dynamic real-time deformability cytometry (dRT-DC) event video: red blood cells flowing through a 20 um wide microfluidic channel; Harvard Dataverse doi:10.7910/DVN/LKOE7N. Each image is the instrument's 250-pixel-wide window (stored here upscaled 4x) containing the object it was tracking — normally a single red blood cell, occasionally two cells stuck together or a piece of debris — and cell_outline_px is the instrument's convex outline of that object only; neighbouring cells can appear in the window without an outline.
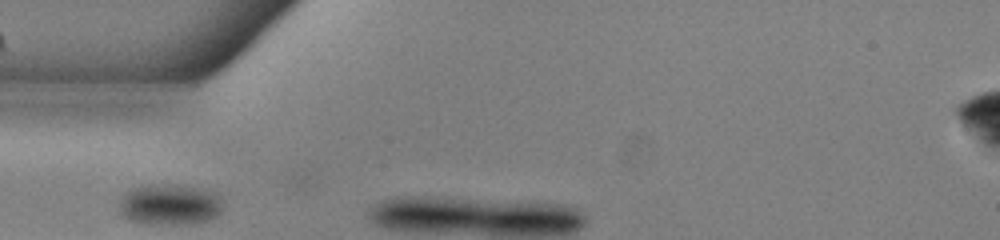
{"species": "common noctule bat (a hibernating species)", "species_latin": "Nyctalus noctula", "temperature_condition": "warm", "stored_images_in_passage": 5, "camera_frame_rate_fps": 3000, "um_per_image_px": 0.085, "animal": {"sex": "male", "body_mass_g": 13.0, "forearm_length_mm": 53.1}, "frame": {"image": 1, "passage_image": 2, "time_ms": 0.333, "image_size_px": [1000, 240], "cell_outline_px": [[220, 212], [212, 220], [196, 224], [144, 224], [128, 220], [120, 212], [120, 200], [128, 192], [136, 188], [148, 184], [184, 184], [220, 196]], "centroid_in_image_um": [14.42, 17.41], "position_along_channel_um": 70.6, "area_um2": 24.74}}